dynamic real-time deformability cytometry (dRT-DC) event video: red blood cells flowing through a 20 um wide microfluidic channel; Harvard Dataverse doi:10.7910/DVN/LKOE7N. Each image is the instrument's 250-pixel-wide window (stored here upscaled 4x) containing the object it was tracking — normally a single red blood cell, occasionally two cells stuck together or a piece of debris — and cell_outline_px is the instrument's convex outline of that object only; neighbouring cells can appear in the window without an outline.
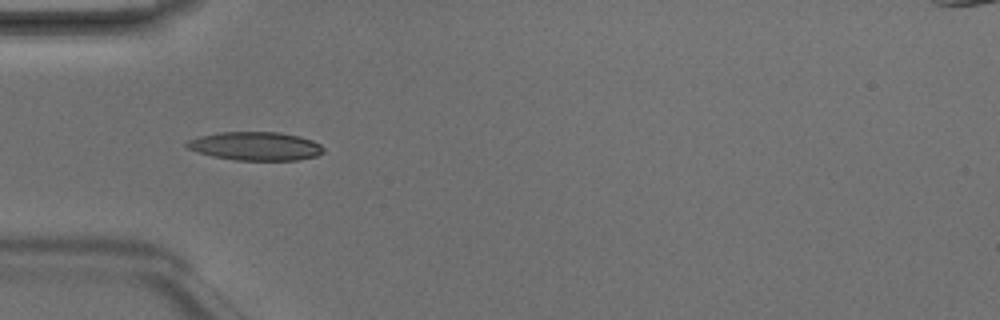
{"species": "Egyptian fruit bat (a non-hibernating species)", "species_latin": "Rousettus aegyptiacus", "temperature_condition": "room temperature", "stored_images_in_passage": 2, "camera_frame_rate_fps": 3000, "um_per_image_px": 0.085, "animal": {"sex": "male"}, "frame": {"image": 1, "passage_image": 2, "time_ms": 0.333, "image_size_px": [1000, 320], "cell_outline_px": [[324, 152], [316, 156], [296, 160], [236, 160], [212, 156], [196, 152], [188, 148], [184, 144], [188, 140], [200, 136], [220, 132], [280, 132], [300, 136], [312, 140], [320, 144], [324, 148]], "centroid_in_image_um": [21.72, 12.42], "position_along_channel_um": 63.3, "area_um2": 22.77}}